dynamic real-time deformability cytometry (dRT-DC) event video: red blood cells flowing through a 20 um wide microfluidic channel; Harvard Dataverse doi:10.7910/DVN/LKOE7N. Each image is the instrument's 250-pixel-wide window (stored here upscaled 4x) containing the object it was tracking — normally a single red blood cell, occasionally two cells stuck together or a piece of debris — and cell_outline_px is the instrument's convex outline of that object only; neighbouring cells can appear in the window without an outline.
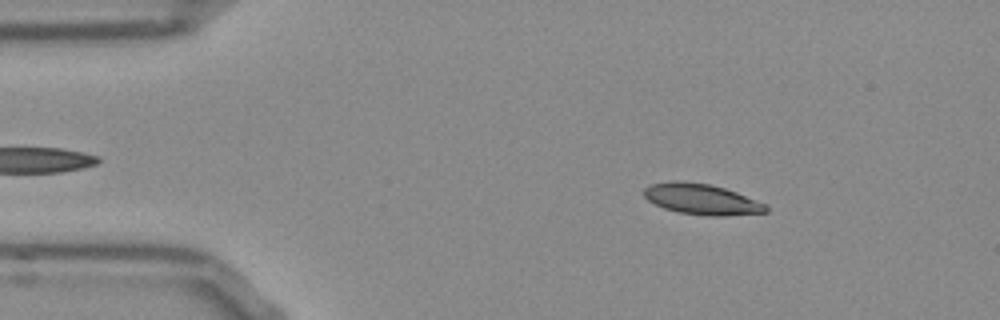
{"species": "Egyptian fruit bat (a non-hibernating species)", "species_latin": "Rousettus aegyptiacus", "temperature_condition": "room temperature", "stored_images_in_passage": 14, "camera_frame_rate_fps": 3000, "um_per_image_px": 0.085, "frame": {"image": 1, "passage_image": 7, "time_ms": 2.0, "image_size_px": [1000, 320], "cell_outline_px": [[768, 212], [724, 216], [708, 216], [680, 212], [664, 208], [648, 200], [644, 196], [644, 188], [652, 184], [672, 180], [680, 180], [712, 184], [736, 192], [768, 204]], "centroid_in_image_um": [59.67, 16.92], "position_along_channel_um": 25.3, "area_um2": 21.96}}